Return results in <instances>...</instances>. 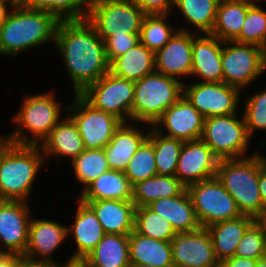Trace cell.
<instances>
[{"label":"cell","instance_id":"1","mask_svg":"<svg viewBox=\"0 0 266 267\" xmlns=\"http://www.w3.org/2000/svg\"><path fill=\"white\" fill-rule=\"evenodd\" d=\"M55 47L64 60L73 94H81L110 70L105 42L87 19L61 20Z\"/></svg>","mask_w":266,"mask_h":267},{"label":"cell","instance_id":"2","mask_svg":"<svg viewBox=\"0 0 266 267\" xmlns=\"http://www.w3.org/2000/svg\"><path fill=\"white\" fill-rule=\"evenodd\" d=\"M59 22L48 11L15 4L0 27V56L16 57L42 44H54Z\"/></svg>","mask_w":266,"mask_h":267},{"label":"cell","instance_id":"3","mask_svg":"<svg viewBox=\"0 0 266 267\" xmlns=\"http://www.w3.org/2000/svg\"><path fill=\"white\" fill-rule=\"evenodd\" d=\"M46 164L39 145L0 143V200L28 202L37 174Z\"/></svg>","mask_w":266,"mask_h":267},{"label":"cell","instance_id":"4","mask_svg":"<svg viewBox=\"0 0 266 267\" xmlns=\"http://www.w3.org/2000/svg\"><path fill=\"white\" fill-rule=\"evenodd\" d=\"M261 161L258 151L246 157L221 159L216 174L235 199L241 214L255 220H263L266 216L258 185Z\"/></svg>","mask_w":266,"mask_h":267},{"label":"cell","instance_id":"5","mask_svg":"<svg viewBox=\"0 0 266 267\" xmlns=\"http://www.w3.org/2000/svg\"><path fill=\"white\" fill-rule=\"evenodd\" d=\"M56 98L51 90L46 93L26 95L20 105L21 108L12 119L18 128L4 138L14 144L40 145L62 119V106Z\"/></svg>","mask_w":266,"mask_h":267},{"label":"cell","instance_id":"6","mask_svg":"<svg viewBox=\"0 0 266 267\" xmlns=\"http://www.w3.org/2000/svg\"><path fill=\"white\" fill-rule=\"evenodd\" d=\"M183 95V83L154 71L135 81L131 123L153 125Z\"/></svg>","mask_w":266,"mask_h":267},{"label":"cell","instance_id":"7","mask_svg":"<svg viewBox=\"0 0 266 267\" xmlns=\"http://www.w3.org/2000/svg\"><path fill=\"white\" fill-rule=\"evenodd\" d=\"M238 113L204 118L201 139L219 159L246 157L251 138L243 114Z\"/></svg>","mask_w":266,"mask_h":267},{"label":"cell","instance_id":"8","mask_svg":"<svg viewBox=\"0 0 266 267\" xmlns=\"http://www.w3.org/2000/svg\"><path fill=\"white\" fill-rule=\"evenodd\" d=\"M187 191L198 222L203 228L242 215L235 199L216 176L189 185Z\"/></svg>","mask_w":266,"mask_h":267},{"label":"cell","instance_id":"9","mask_svg":"<svg viewBox=\"0 0 266 267\" xmlns=\"http://www.w3.org/2000/svg\"><path fill=\"white\" fill-rule=\"evenodd\" d=\"M73 96V103L67 105L65 110L76 124L84 148L101 149L106 147L123 122L112 114L96 109L80 94Z\"/></svg>","mask_w":266,"mask_h":267},{"label":"cell","instance_id":"10","mask_svg":"<svg viewBox=\"0 0 266 267\" xmlns=\"http://www.w3.org/2000/svg\"><path fill=\"white\" fill-rule=\"evenodd\" d=\"M135 82L110 71L89 85L80 95L96 109L114 115L123 123L131 122Z\"/></svg>","mask_w":266,"mask_h":267},{"label":"cell","instance_id":"11","mask_svg":"<svg viewBox=\"0 0 266 267\" xmlns=\"http://www.w3.org/2000/svg\"><path fill=\"white\" fill-rule=\"evenodd\" d=\"M145 15L134 0H122L95 6L86 19L105 41L109 36L140 34Z\"/></svg>","mask_w":266,"mask_h":267},{"label":"cell","instance_id":"12","mask_svg":"<svg viewBox=\"0 0 266 267\" xmlns=\"http://www.w3.org/2000/svg\"><path fill=\"white\" fill-rule=\"evenodd\" d=\"M223 82L242 90L263 75L260 47L225 41L222 46Z\"/></svg>","mask_w":266,"mask_h":267},{"label":"cell","instance_id":"13","mask_svg":"<svg viewBox=\"0 0 266 267\" xmlns=\"http://www.w3.org/2000/svg\"><path fill=\"white\" fill-rule=\"evenodd\" d=\"M240 92L224 82L183 83V96L204 118L239 112Z\"/></svg>","mask_w":266,"mask_h":267},{"label":"cell","instance_id":"14","mask_svg":"<svg viewBox=\"0 0 266 267\" xmlns=\"http://www.w3.org/2000/svg\"><path fill=\"white\" fill-rule=\"evenodd\" d=\"M28 202L0 200V252L23 256L31 221Z\"/></svg>","mask_w":266,"mask_h":267},{"label":"cell","instance_id":"15","mask_svg":"<svg viewBox=\"0 0 266 267\" xmlns=\"http://www.w3.org/2000/svg\"><path fill=\"white\" fill-rule=\"evenodd\" d=\"M174 267H218L213 241L207 228L177 233L171 240Z\"/></svg>","mask_w":266,"mask_h":267},{"label":"cell","instance_id":"16","mask_svg":"<svg viewBox=\"0 0 266 267\" xmlns=\"http://www.w3.org/2000/svg\"><path fill=\"white\" fill-rule=\"evenodd\" d=\"M203 125L204 116L182 95L152 127L162 135L187 142L201 139Z\"/></svg>","mask_w":266,"mask_h":267},{"label":"cell","instance_id":"17","mask_svg":"<svg viewBox=\"0 0 266 267\" xmlns=\"http://www.w3.org/2000/svg\"><path fill=\"white\" fill-rule=\"evenodd\" d=\"M180 27L169 42L155 53V71L181 81L183 76H191L192 72V44L199 35ZM180 78V79H179Z\"/></svg>","mask_w":266,"mask_h":267},{"label":"cell","instance_id":"18","mask_svg":"<svg viewBox=\"0 0 266 267\" xmlns=\"http://www.w3.org/2000/svg\"><path fill=\"white\" fill-rule=\"evenodd\" d=\"M219 159L202 139L183 143L175 176L186 187L213 178L217 174Z\"/></svg>","mask_w":266,"mask_h":267},{"label":"cell","instance_id":"19","mask_svg":"<svg viewBox=\"0 0 266 267\" xmlns=\"http://www.w3.org/2000/svg\"><path fill=\"white\" fill-rule=\"evenodd\" d=\"M67 239V225L50 219H31L24 256L35 260L39 256L38 260L58 262L52 258V253Z\"/></svg>","mask_w":266,"mask_h":267},{"label":"cell","instance_id":"20","mask_svg":"<svg viewBox=\"0 0 266 267\" xmlns=\"http://www.w3.org/2000/svg\"><path fill=\"white\" fill-rule=\"evenodd\" d=\"M223 41L210 34L196 36L192 44V72L201 82H223Z\"/></svg>","mask_w":266,"mask_h":267},{"label":"cell","instance_id":"21","mask_svg":"<svg viewBox=\"0 0 266 267\" xmlns=\"http://www.w3.org/2000/svg\"><path fill=\"white\" fill-rule=\"evenodd\" d=\"M77 201L74 224L67 226V237L73 236L77 247L72 261H82L106 234L94 211L79 198Z\"/></svg>","mask_w":266,"mask_h":267},{"label":"cell","instance_id":"22","mask_svg":"<svg viewBox=\"0 0 266 267\" xmlns=\"http://www.w3.org/2000/svg\"><path fill=\"white\" fill-rule=\"evenodd\" d=\"M152 125H145L143 128H137L130 122L122 123L115 131L109 144L104 147L106 159L111 170L125 171L126 167L135 152L148 139L149 128Z\"/></svg>","mask_w":266,"mask_h":267},{"label":"cell","instance_id":"23","mask_svg":"<svg viewBox=\"0 0 266 267\" xmlns=\"http://www.w3.org/2000/svg\"><path fill=\"white\" fill-rule=\"evenodd\" d=\"M96 214L106 234L129 235L134 230L135 204L123 200L82 201Z\"/></svg>","mask_w":266,"mask_h":267},{"label":"cell","instance_id":"24","mask_svg":"<svg viewBox=\"0 0 266 267\" xmlns=\"http://www.w3.org/2000/svg\"><path fill=\"white\" fill-rule=\"evenodd\" d=\"M39 146L46 163L47 158L53 155L58 158L68 157L71 162L85 150L76 124L69 116L62 118Z\"/></svg>","mask_w":266,"mask_h":267},{"label":"cell","instance_id":"25","mask_svg":"<svg viewBox=\"0 0 266 267\" xmlns=\"http://www.w3.org/2000/svg\"><path fill=\"white\" fill-rule=\"evenodd\" d=\"M148 207L165 217L177 233L191 232L201 227L187 189L181 195L155 200Z\"/></svg>","mask_w":266,"mask_h":267},{"label":"cell","instance_id":"26","mask_svg":"<svg viewBox=\"0 0 266 267\" xmlns=\"http://www.w3.org/2000/svg\"><path fill=\"white\" fill-rule=\"evenodd\" d=\"M130 263L154 267H174L171 242L143 236L133 230L129 234Z\"/></svg>","mask_w":266,"mask_h":267},{"label":"cell","instance_id":"27","mask_svg":"<svg viewBox=\"0 0 266 267\" xmlns=\"http://www.w3.org/2000/svg\"><path fill=\"white\" fill-rule=\"evenodd\" d=\"M82 190L78 197L81 201H132V185L123 171L109 169Z\"/></svg>","mask_w":266,"mask_h":267},{"label":"cell","instance_id":"28","mask_svg":"<svg viewBox=\"0 0 266 267\" xmlns=\"http://www.w3.org/2000/svg\"><path fill=\"white\" fill-rule=\"evenodd\" d=\"M255 221L248 215L220 221L207 227L210 232L215 255L219 261L233 257L244 232Z\"/></svg>","mask_w":266,"mask_h":267},{"label":"cell","instance_id":"29","mask_svg":"<svg viewBox=\"0 0 266 267\" xmlns=\"http://www.w3.org/2000/svg\"><path fill=\"white\" fill-rule=\"evenodd\" d=\"M82 262L87 267H128L129 235L105 234Z\"/></svg>","mask_w":266,"mask_h":267},{"label":"cell","instance_id":"30","mask_svg":"<svg viewBox=\"0 0 266 267\" xmlns=\"http://www.w3.org/2000/svg\"><path fill=\"white\" fill-rule=\"evenodd\" d=\"M250 0H220L214 27L210 35L221 41H234L243 27Z\"/></svg>","mask_w":266,"mask_h":267},{"label":"cell","instance_id":"31","mask_svg":"<svg viewBox=\"0 0 266 267\" xmlns=\"http://www.w3.org/2000/svg\"><path fill=\"white\" fill-rule=\"evenodd\" d=\"M111 73L131 81H138L155 71V53L140 42L110 63Z\"/></svg>","mask_w":266,"mask_h":267},{"label":"cell","instance_id":"32","mask_svg":"<svg viewBox=\"0 0 266 267\" xmlns=\"http://www.w3.org/2000/svg\"><path fill=\"white\" fill-rule=\"evenodd\" d=\"M187 187L176 176L154 175L132 185L135 207L148 206L155 200L181 195Z\"/></svg>","mask_w":266,"mask_h":267},{"label":"cell","instance_id":"33","mask_svg":"<svg viewBox=\"0 0 266 267\" xmlns=\"http://www.w3.org/2000/svg\"><path fill=\"white\" fill-rule=\"evenodd\" d=\"M220 0H174L186 22L193 25L195 33L210 34L216 20L217 7Z\"/></svg>","mask_w":266,"mask_h":267},{"label":"cell","instance_id":"34","mask_svg":"<svg viewBox=\"0 0 266 267\" xmlns=\"http://www.w3.org/2000/svg\"><path fill=\"white\" fill-rule=\"evenodd\" d=\"M148 140L154 146L157 174L175 176L180 151L184 142L162 135L152 126L149 130Z\"/></svg>","mask_w":266,"mask_h":267},{"label":"cell","instance_id":"35","mask_svg":"<svg viewBox=\"0 0 266 267\" xmlns=\"http://www.w3.org/2000/svg\"><path fill=\"white\" fill-rule=\"evenodd\" d=\"M134 230L146 237L171 242L177 232L172 224L148 206L135 208Z\"/></svg>","mask_w":266,"mask_h":267},{"label":"cell","instance_id":"36","mask_svg":"<svg viewBox=\"0 0 266 267\" xmlns=\"http://www.w3.org/2000/svg\"><path fill=\"white\" fill-rule=\"evenodd\" d=\"M168 16L170 14H146L143 18L139 40L154 53L163 48L177 31L167 23Z\"/></svg>","mask_w":266,"mask_h":267},{"label":"cell","instance_id":"37","mask_svg":"<svg viewBox=\"0 0 266 267\" xmlns=\"http://www.w3.org/2000/svg\"><path fill=\"white\" fill-rule=\"evenodd\" d=\"M71 163L76 180L85 185H83L84 189L110 169L104 148L85 149Z\"/></svg>","mask_w":266,"mask_h":267},{"label":"cell","instance_id":"38","mask_svg":"<svg viewBox=\"0 0 266 267\" xmlns=\"http://www.w3.org/2000/svg\"><path fill=\"white\" fill-rule=\"evenodd\" d=\"M24 6L42 9L61 20H80L87 18V0H25Z\"/></svg>","mask_w":266,"mask_h":267},{"label":"cell","instance_id":"39","mask_svg":"<svg viewBox=\"0 0 266 267\" xmlns=\"http://www.w3.org/2000/svg\"><path fill=\"white\" fill-rule=\"evenodd\" d=\"M124 173L131 185L157 175L154 146L148 139L132 156Z\"/></svg>","mask_w":266,"mask_h":267},{"label":"cell","instance_id":"40","mask_svg":"<svg viewBox=\"0 0 266 267\" xmlns=\"http://www.w3.org/2000/svg\"><path fill=\"white\" fill-rule=\"evenodd\" d=\"M234 256L255 260L266 257V223L263 220H255L247 228Z\"/></svg>","mask_w":266,"mask_h":267},{"label":"cell","instance_id":"41","mask_svg":"<svg viewBox=\"0 0 266 267\" xmlns=\"http://www.w3.org/2000/svg\"><path fill=\"white\" fill-rule=\"evenodd\" d=\"M265 37L266 11L258 4H252L248 8L240 35L234 41L260 46Z\"/></svg>","mask_w":266,"mask_h":267},{"label":"cell","instance_id":"42","mask_svg":"<svg viewBox=\"0 0 266 267\" xmlns=\"http://www.w3.org/2000/svg\"><path fill=\"white\" fill-rule=\"evenodd\" d=\"M243 101L245 103L243 117L248 134L252 138L254 132L266 131V89L250 97L246 96Z\"/></svg>","mask_w":266,"mask_h":267},{"label":"cell","instance_id":"43","mask_svg":"<svg viewBox=\"0 0 266 267\" xmlns=\"http://www.w3.org/2000/svg\"><path fill=\"white\" fill-rule=\"evenodd\" d=\"M106 56L111 63L115 58L125 54L139 42V34H125L121 36H109L105 41Z\"/></svg>","mask_w":266,"mask_h":267},{"label":"cell","instance_id":"44","mask_svg":"<svg viewBox=\"0 0 266 267\" xmlns=\"http://www.w3.org/2000/svg\"><path fill=\"white\" fill-rule=\"evenodd\" d=\"M146 14H171L174 0H134ZM172 6V7H171Z\"/></svg>","mask_w":266,"mask_h":267},{"label":"cell","instance_id":"45","mask_svg":"<svg viewBox=\"0 0 266 267\" xmlns=\"http://www.w3.org/2000/svg\"><path fill=\"white\" fill-rule=\"evenodd\" d=\"M60 262H53L48 260H35L26 256H18L17 267H61Z\"/></svg>","mask_w":266,"mask_h":267},{"label":"cell","instance_id":"46","mask_svg":"<svg viewBox=\"0 0 266 267\" xmlns=\"http://www.w3.org/2000/svg\"><path fill=\"white\" fill-rule=\"evenodd\" d=\"M256 262L255 259L233 256L219 261L218 267H255Z\"/></svg>","mask_w":266,"mask_h":267},{"label":"cell","instance_id":"47","mask_svg":"<svg viewBox=\"0 0 266 267\" xmlns=\"http://www.w3.org/2000/svg\"><path fill=\"white\" fill-rule=\"evenodd\" d=\"M258 185L261 194V200L264 204V209L266 210V166L263 164V161L260 162Z\"/></svg>","mask_w":266,"mask_h":267},{"label":"cell","instance_id":"48","mask_svg":"<svg viewBox=\"0 0 266 267\" xmlns=\"http://www.w3.org/2000/svg\"><path fill=\"white\" fill-rule=\"evenodd\" d=\"M15 4L13 0H0V27L4 24L10 10Z\"/></svg>","mask_w":266,"mask_h":267},{"label":"cell","instance_id":"49","mask_svg":"<svg viewBox=\"0 0 266 267\" xmlns=\"http://www.w3.org/2000/svg\"><path fill=\"white\" fill-rule=\"evenodd\" d=\"M18 256L0 252V267H17Z\"/></svg>","mask_w":266,"mask_h":267},{"label":"cell","instance_id":"50","mask_svg":"<svg viewBox=\"0 0 266 267\" xmlns=\"http://www.w3.org/2000/svg\"><path fill=\"white\" fill-rule=\"evenodd\" d=\"M115 1H122V0H87V16H88L89 10H91L95 6L100 5L102 3L115 2Z\"/></svg>","mask_w":266,"mask_h":267},{"label":"cell","instance_id":"51","mask_svg":"<svg viewBox=\"0 0 266 267\" xmlns=\"http://www.w3.org/2000/svg\"><path fill=\"white\" fill-rule=\"evenodd\" d=\"M259 47H260V52H261L263 70L265 72V70H266V37L263 39V41Z\"/></svg>","mask_w":266,"mask_h":267},{"label":"cell","instance_id":"52","mask_svg":"<svg viewBox=\"0 0 266 267\" xmlns=\"http://www.w3.org/2000/svg\"><path fill=\"white\" fill-rule=\"evenodd\" d=\"M61 267H87L82 261H72L69 257L67 262L61 265Z\"/></svg>","mask_w":266,"mask_h":267},{"label":"cell","instance_id":"53","mask_svg":"<svg viewBox=\"0 0 266 267\" xmlns=\"http://www.w3.org/2000/svg\"><path fill=\"white\" fill-rule=\"evenodd\" d=\"M255 267H266V257L258 259Z\"/></svg>","mask_w":266,"mask_h":267},{"label":"cell","instance_id":"54","mask_svg":"<svg viewBox=\"0 0 266 267\" xmlns=\"http://www.w3.org/2000/svg\"><path fill=\"white\" fill-rule=\"evenodd\" d=\"M128 267H154V266H147V265H142V264H137V263H130Z\"/></svg>","mask_w":266,"mask_h":267},{"label":"cell","instance_id":"55","mask_svg":"<svg viewBox=\"0 0 266 267\" xmlns=\"http://www.w3.org/2000/svg\"><path fill=\"white\" fill-rule=\"evenodd\" d=\"M261 157H262L263 164L266 166V156H263V154H261Z\"/></svg>","mask_w":266,"mask_h":267},{"label":"cell","instance_id":"56","mask_svg":"<svg viewBox=\"0 0 266 267\" xmlns=\"http://www.w3.org/2000/svg\"><path fill=\"white\" fill-rule=\"evenodd\" d=\"M16 4H22L25 0H13Z\"/></svg>","mask_w":266,"mask_h":267},{"label":"cell","instance_id":"57","mask_svg":"<svg viewBox=\"0 0 266 267\" xmlns=\"http://www.w3.org/2000/svg\"><path fill=\"white\" fill-rule=\"evenodd\" d=\"M253 4H258L257 2H261L262 0H250ZM266 1V0H265Z\"/></svg>","mask_w":266,"mask_h":267},{"label":"cell","instance_id":"58","mask_svg":"<svg viewBox=\"0 0 266 267\" xmlns=\"http://www.w3.org/2000/svg\"><path fill=\"white\" fill-rule=\"evenodd\" d=\"M4 136H1L0 135V143L5 139V138H3Z\"/></svg>","mask_w":266,"mask_h":267}]
</instances>
